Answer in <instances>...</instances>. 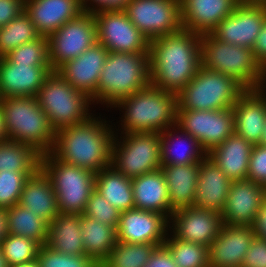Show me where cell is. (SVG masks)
Returning a JSON list of instances; mask_svg holds the SVG:
<instances>
[{
	"mask_svg": "<svg viewBox=\"0 0 266 267\" xmlns=\"http://www.w3.org/2000/svg\"><path fill=\"white\" fill-rule=\"evenodd\" d=\"M89 0H81L82 10L89 13L99 11L125 10L130 0H91L99 6V8L87 7L86 2Z\"/></svg>",
	"mask_w": 266,
	"mask_h": 267,
	"instance_id": "obj_48",
	"label": "cell"
},
{
	"mask_svg": "<svg viewBox=\"0 0 266 267\" xmlns=\"http://www.w3.org/2000/svg\"><path fill=\"white\" fill-rule=\"evenodd\" d=\"M253 229L255 236L266 240V200L264 199L262 206L260 207L257 217L254 221Z\"/></svg>",
	"mask_w": 266,
	"mask_h": 267,
	"instance_id": "obj_50",
	"label": "cell"
},
{
	"mask_svg": "<svg viewBox=\"0 0 266 267\" xmlns=\"http://www.w3.org/2000/svg\"><path fill=\"white\" fill-rule=\"evenodd\" d=\"M39 267H100L86 255H68L52 249L47 244L39 247L36 258Z\"/></svg>",
	"mask_w": 266,
	"mask_h": 267,
	"instance_id": "obj_41",
	"label": "cell"
},
{
	"mask_svg": "<svg viewBox=\"0 0 266 267\" xmlns=\"http://www.w3.org/2000/svg\"><path fill=\"white\" fill-rule=\"evenodd\" d=\"M124 11L149 41L183 29L180 0H130Z\"/></svg>",
	"mask_w": 266,
	"mask_h": 267,
	"instance_id": "obj_12",
	"label": "cell"
},
{
	"mask_svg": "<svg viewBox=\"0 0 266 267\" xmlns=\"http://www.w3.org/2000/svg\"><path fill=\"white\" fill-rule=\"evenodd\" d=\"M39 37L30 16L23 10L7 25L0 28V58L5 57L18 46L33 42Z\"/></svg>",
	"mask_w": 266,
	"mask_h": 267,
	"instance_id": "obj_35",
	"label": "cell"
},
{
	"mask_svg": "<svg viewBox=\"0 0 266 267\" xmlns=\"http://www.w3.org/2000/svg\"><path fill=\"white\" fill-rule=\"evenodd\" d=\"M263 72H264V75L266 76V64L263 66Z\"/></svg>",
	"mask_w": 266,
	"mask_h": 267,
	"instance_id": "obj_57",
	"label": "cell"
},
{
	"mask_svg": "<svg viewBox=\"0 0 266 267\" xmlns=\"http://www.w3.org/2000/svg\"><path fill=\"white\" fill-rule=\"evenodd\" d=\"M112 134L105 123L90 117L80 124L59 129L51 153L61 162L97 173L111 165Z\"/></svg>",
	"mask_w": 266,
	"mask_h": 267,
	"instance_id": "obj_2",
	"label": "cell"
},
{
	"mask_svg": "<svg viewBox=\"0 0 266 267\" xmlns=\"http://www.w3.org/2000/svg\"><path fill=\"white\" fill-rule=\"evenodd\" d=\"M259 145L266 146V120H265L264 128L262 130V136H261Z\"/></svg>",
	"mask_w": 266,
	"mask_h": 267,
	"instance_id": "obj_55",
	"label": "cell"
},
{
	"mask_svg": "<svg viewBox=\"0 0 266 267\" xmlns=\"http://www.w3.org/2000/svg\"><path fill=\"white\" fill-rule=\"evenodd\" d=\"M255 237L253 226L223 224L208 248V267H242Z\"/></svg>",
	"mask_w": 266,
	"mask_h": 267,
	"instance_id": "obj_20",
	"label": "cell"
},
{
	"mask_svg": "<svg viewBox=\"0 0 266 267\" xmlns=\"http://www.w3.org/2000/svg\"><path fill=\"white\" fill-rule=\"evenodd\" d=\"M132 191L135 208L159 213L167 218L173 213L165 176L161 169L133 178Z\"/></svg>",
	"mask_w": 266,
	"mask_h": 267,
	"instance_id": "obj_28",
	"label": "cell"
},
{
	"mask_svg": "<svg viewBox=\"0 0 266 267\" xmlns=\"http://www.w3.org/2000/svg\"><path fill=\"white\" fill-rule=\"evenodd\" d=\"M247 179L266 186V146H253L249 160Z\"/></svg>",
	"mask_w": 266,
	"mask_h": 267,
	"instance_id": "obj_44",
	"label": "cell"
},
{
	"mask_svg": "<svg viewBox=\"0 0 266 267\" xmlns=\"http://www.w3.org/2000/svg\"><path fill=\"white\" fill-rule=\"evenodd\" d=\"M40 168L52 182L59 213L83 214L95 189V173L61 162L51 152L41 155Z\"/></svg>",
	"mask_w": 266,
	"mask_h": 267,
	"instance_id": "obj_9",
	"label": "cell"
},
{
	"mask_svg": "<svg viewBox=\"0 0 266 267\" xmlns=\"http://www.w3.org/2000/svg\"><path fill=\"white\" fill-rule=\"evenodd\" d=\"M150 84L149 53H107L93 100L114 105Z\"/></svg>",
	"mask_w": 266,
	"mask_h": 267,
	"instance_id": "obj_6",
	"label": "cell"
},
{
	"mask_svg": "<svg viewBox=\"0 0 266 267\" xmlns=\"http://www.w3.org/2000/svg\"><path fill=\"white\" fill-rule=\"evenodd\" d=\"M0 107L9 140L30 145L41 155L53 150L56 132L51 128L37 97L2 98Z\"/></svg>",
	"mask_w": 266,
	"mask_h": 267,
	"instance_id": "obj_4",
	"label": "cell"
},
{
	"mask_svg": "<svg viewBox=\"0 0 266 267\" xmlns=\"http://www.w3.org/2000/svg\"><path fill=\"white\" fill-rule=\"evenodd\" d=\"M36 97L55 132L92 117L87 113L92 99L75 89L56 71H51L45 78Z\"/></svg>",
	"mask_w": 266,
	"mask_h": 267,
	"instance_id": "obj_7",
	"label": "cell"
},
{
	"mask_svg": "<svg viewBox=\"0 0 266 267\" xmlns=\"http://www.w3.org/2000/svg\"><path fill=\"white\" fill-rule=\"evenodd\" d=\"M8 140L7 132L5 129V120H4V114L0 107V143Z\"/></svg>",
	"mask_w": 266,
	"mask_h": 267,
	"instance_id": "obj_52",
	"label": "cell"
},
{
	"mask_svg": "<svg viewBox=\"0 0 266 267\" xmlns=\"http://www.w3.org/2000/svg\"><path fill=\"white\" fill-rule=\"evenodd\" d=\"M264 197L265 186L248 179L232 181L226 205L221 212L222 223L253 226Z\"/></svg>",
	"mask_w": 266,
	"mask_h": 267,
	"instance_id": "obj_19",
	"label": "cell"
},
{
	"mask_svg": "<svg viewBox=\"0 0 266 267\" xmlns=\"http://www.w3.org/2000/svg\"><path fill=\"white\" fill-rule=\"evenodd\" d=\"M95 189L120 212L135 208L132 179L111 165L95 173Z\"/></svg>",
	"mask_w": 266,
	"mask_h": 267,
	"instance_id": "obj_31",
	"label": "cell"
},
{
	"mask_svg": "<svg viewBox=\"0 0 266 267\" xmlns=\"http://www.w3.org/2000/svg\"><path fill=\"white\" fill-rule=\"evenodd\" d=\"M266 18V7L261 4L238 3L210 34L219 41L253 48Z\"/></svg>",
	"mask_w": 266,
	"mask_h": 267,
	"instance_id": "obj_15",
	"label": "cell"
},
{
	"mask_svg": "<svg viewBox=\"0 0 266 267\" xmlns=\"http://www.w3.org/2000/svg\"><path fill=\"white\" fill-rule=\"evenodd\" d=\"M231 180L206 156L199 163L194 207L222 212L226 205Z\"/></svg>",
	"mask_w": 266,
	"mask_h": 267,
	"instance_id": "obj_25",
	"label": "cell"
},
{
	"mask_svg": "<svg viewBox=\"0 0 266 267\" xmlns=\"http://www.w3.org/2000/svg\"><path fill=\"white\" fill-rule=\"evenodd\" d=\"M51 71V66L12 64L5 57H1L0 99L20 96L36 97Z\"/></svg>",
	"mask_w": 266,
	"mask_h": 267,
	"instance_id": "obj_21",
	"label": "cell"
},
{
	"mask_svg": "<svg viewBox=\"0 0 266 267\" xmlns=\"http://www.w3.org/2000/svg\"><path fill=\"white\" fill-rule=\"evenodd\" d=\"M0 267H10L0 248Z\"/></svg>",
	"mask_w": 266,
	"mask_h": 267,
	"instance_id": "obj_56",
	"label": "cell"
},
{
	"mask_svg": "<svg viewBox=\"0 0 266 267\" xmlns=\"http://www.w3.org/2000/svg\"><path fill=\"white\" fill-rule=\"evenodd\" d=\"M24 10L44 37L83 12L81 0H24Z\"/></svg>",
	"mask_w": 266,
	"mask_h": 267,
	"instance_id": "obj_22",
	"label": "cell"
},
{
	"mask_svg": "<svg viewBox=\"0 0 266 267\" xmlns=\"http://www.w3.org/2000/svg\"><path fill=\"white\" fill-rule=\"evenodd\" d=\"M170 218L174 219L175 238L208 248L223 226L220 212L194 206L176 210Z\"/></svg>",
	"mask_w": 266,
	"mask_h": 267,
	"instance_id": "obj_16",
	"label": "cell"
},
{
	"mask_svg": "<svg viewBox=\"0 0 266 267\" xmlns=\"http://www.w3.org/2000/svg\"><path fill=\"white\" fill-rule=\"evenodd\" d=\"M107 53V49L96 42L77 58L64 63L56 72L75 89L93 100L97 97V85Z\"/></svg>",
	"mask_w": 266,
	"mask_h": 267,
	"instance_id": "obj_18",
	"label": "cell"
},
{
	"mask_svg": "<svg viewBox=\"0 0 266 267\" xmlns=\"http://www.w3.org/2000/svg\"><path fill=\"white\" fill-rule=\"evenodd\" d=\"M40 245L32 239L8 234L1 242L0 248L9 266L35 260Z\"/></svg>",
	"mask_w": 266,
	"mask_h": 267,
	"instance_id": "obj_40",
	"label": "cell"
},
{
	"mask_svg": "<svg viewBox=\"0 0 266 267\" xmlns=\"http://www.w3.org/2000/svg\"><path fill=\"white\" fill-rule=\"evenodd\" d=\"M237 4L238 0H180L183 29L210 33Z\"/></svg>",
	"mask_w": 266,
	"mask_h": 267,
	"instance_id": "obj_24",
	"label": "cell"
},
{
	"mask_svg": "<svg viewBox=\"0 0 266 267\" xmlns=\"http://www.w3.org/2000/svg\"><path fill=\"white\" fill-rule=\"evenodd\" d=\"M35 172L0 171V208H9L19 202L22 189Z\"/></svg>",
	"mask_w": 266,
	"mask_h": 267,
	"instance_id": "obj_42",
	"label": "cell"
},
{
	"mask_svg": "<svg viewBox=\"0 0 266 267\" xmlns=\"http://www.w3.org/2000/svg\"><path fill=\"white\" fill-rule=\"evenodd\" d=\"M18 204L33 211L48 224L59 214L52 182L41 168L25 182Z\"/></svg>",
	"mask_w": 266,
	"mask_h": 267,
	"instance_id": "obj_26",
	"label": "cell"
},
{
	"mask_svg": "<svg viewBox=\"0 0 266 267\" xmlns=\"http://www.w3.org/2000/svg\"><path fill=\"white\" fill-rule=\"evenodd\" d=\"M178 267H208V247L190 241L166 238L163 243Z\"/></svg>",
	"mask_w": 266,
	"mask_h": 267,
	"instance_id": "obj_38",
	"label": "cell"
},
{
	"mask_svg": "<svg viewBox=\"0 0 266 267\" xmlns=\"http://www.w3.org/2000/svg\"><path fill=\"white\" fill-rule=\"evenodd\" d=\"M8 234L32 239L40 246L47 244L49 224L20 204L7 208Z\"/></svg>",
	"mask_w": 266,
	"mask_h": 267,
	"instance_id": "obj_33",
	"label": "cell"
},
{
	"mask_svg": "<svg viewBox=\"0 0 266 267\" xmlns=\"http://www.w3.org/2000/svg\"><path fill=\"white\" fill-rule=\"evenodd\" d=\"M97 42L110 53H149L150 41L130 21L124 10L99 11L93 14Z\"/></svg>",
	"mask_w": 266,
	"mask_h": 267,
	"instance_id": "obj_13",
	"label": "cell"
},
{
	"mask_svg": "<svg viewBox=\"0 0 266 267\" xmlns=\"http://www.w3.org/2000/svg\"><path fill=\"white\" fill-rule=\"evenodd\" d=\"M83 214L117 228L121 212L107 202L100 192L94 189L86 202Z\"/></svg>",
	"mask_w": 266,
	"mask_h": 267,
	"instance_id": "obj_43",
	"label": "cell"
},
{
	"mask_svg": "<svg viewBox=\"0 0 266 267\" xmlns=\"http://www.w3.org/2000/svg\"><path fill=\"white\" fill-rule=\"evenodd\" d=\"M159 245L117 241L100 267H144Z\"/></svg>",
	"mask_w": 266,
	"mask_h": 267,
	"instance_id": "obj_37",
	"label": "cell"
},
{
	"mask_svg": "<svg viewBox=\"0 0 266 267\" xmlns=\"http://www.w3.org/2000/svg\"><path fill=\"white\" fill-rule=\"evenodd\" d=\"M11 267H39L37 260H30L28 262L13 265Z\"/></svg>",
	"mask_w": 266,
	"mask_h": 267,
	"instance_id": "obj_53",
	"label": "cell"
},
{
	"mask_svg": "<svg viewBox=\"0 0 266 267\" xmlns=\"http://www.w3.org/2000/svg\"><path fill=\"white\" fill-rule=\"evenodd\" d=\"M123 144L113 139L111 166L125 177L135 178L161 169L160 133H124ZM118 147H117V146Z\"/></svg>",
	"mask_w": 266,
	"mask_h": 267,
	"instance_id": "obj_10",
	"label": "cell"
},
{
	"mask_svg": "<svg viewBox=\"0 0 266 267\" xmlns=\"http://www.w3.org/2000/svg\"><path fill=\"white\" fill-rule=\"evenodd\" d=\"M161 170L165 176L171 210L193 207L199 163L161 166Z\"/></svg>",
	"mask_w": 266,
	"mask_h": 267,
	"instance_id": "obj_29",
	"label": "cell"
},
{
	"mask_svg": "<svg viewBox=\"0 0 266 267\" xmlns=\"http://www.w3.org/2000/svg\"><path fill=\"white\" fill-rule=\"evenodd\" d=\"M52 71L77 58L97 42V26L92 13L83 11L47 37Z\"/></svg>",
	"mask_w": 266,
	"mask_h": 267,
	"instance_id": "obj_11",
	"label": "cell"
},
{
	"mask_svg": "<svg viewBox=\"0 0 266 267\" xmlns=\"http://www.w3.org/2000/svg\"><path fill=\"white\" fill-rule=\"evenodd\" d=\"M167 222L165 215L152 211L137 208L123 211L116 228L117 241L162 245Z\"/></svg>",
	"mask_w": 266,
	"mask_h": 267,
	"instance_id": "obj_17",
	"label": "cell"
},
{
	"mask_svg": "<svg viewBox=\"0 0 266 267\" xmlns=\"http://www.w3.org/2000/svg\"><path fill=\"white\" fill-rule=\"evenodd\" d=\"M168 130L169 129H166L165 131L160 133V135H161V147H160L161 166L200 163L207 156V152L203 149V147L201 146L199 141L196 140L194 137H192L189 133H186V132H183L182 134L185 133L184 136H185V138H187V140L189 142L188 148H185L186 150L184 148H182L183 150L181 149L180 152L177 150L178 153L175 152L173 154L174 151H172V150L174 148L172 147V145L173 146H176V145L175 144L169 145V143H170L169 140L170 139L172 140L174 135L172 134V132H170ZM180 137H181V135L179 137L177 136V138L179 139L178 141L181 144V142L183 143L185 140L181 141L180 139H182V138H180ZM185 146L187 147V144ZM174 150L176 151V149H174ZM203 153H204V157H203ZM201 155H202V157H201Z\"/></svg>",
	"mask_w": 266,
	"mask_h": 267,
	"instance_id": "obj_36",
	"label": "cell"
},
{
	"mask_svg": "<svg viewBox=\"0 0 266 267\" xmlns=\"http://www.w3.org/2000/svg\"><path fill=\"white\" fill-rule=\"evenodd\" d=\"M253 145L235 133L214 147L207 156L231 181L246 180Z\"/></svg>",
	"mask_w": 266,
	"mask_h": 267,
	"instance_id": "obj_27",
	"label": "cell"
},
{
	"mask_svg": "<svg viewBox=\"0 0 266 267\" xmlns=\"http://www.w3.org/2000/svg\"><path fill=\"white\" fill-rule=\"evenodd\" d=\"M144 267H178L168 248L162 244L155 248Z\"/></svg>",
	"mask_w": 266,
	"mask_h": 267,
	"instance_id": "obj_47",
	"label": "cell"
},
{
	"mask_svg": "<svg viewBox=\"0 0 266 267\" xmlns=\"http://www.w3.org/2000/svg\"><path fill=\"white\" fill-rule=\"evenodd\" d=\"M8 235V216L7 209L0 208V244Z\"/></svg>",
	"mask_w": 266,
	"mask_h": 267,
	"instance_id": "obj_51",
	"label": "cell"
},
{
	"mask_svg": "<svg viewBox=\"0 0 266 267\" xmlns=\"http://www.w3.org/2000/svg\"><path fill=\"white\" fill-rule=\"evenodd\" d=\"M266 0H238V3L242 4H261L263 5Z\"/></svg>",
	"mask_w": 266,
	"mask_h": 267,
	"instance_id": "obj_54",
	"label": "cell"
},
{
	"mask_svg": "<svg viewBox=\"0 0 266 267\" xmlns=\"http://www.w3.org/2000/svg\"><path fill=\"white\" fill-rule=\"evenodd\" d=\"M150 84L178 94L201 67V34L181 29L150 41Z\"/></svg>",
	"mask_w": 266,
	"mask_h": 267,
	"instance_id": "obj_1",
	"label": "cell"
},
{
	"mask_svg": "<svg viewBox=\"0 0 266 267\" xmlns=\"http://www.w3.org/2000/svg\"><path fill=\"white\" fill-rule=\"evenodd\" d=\"M263 89L246 90L232 107L234 133L253 146L259 145L266 120V97Z\"/></svg>",
	"mask_w": 266,
	"mask_h": 267,
	"instance_id": "obj_23",
	"label": "cell"
},
{
	"mask_svg": "<svg viewBox=\"0 0 266 267\" xmlns=\"http://www.w3.org/2000/svg\"><path fill=\"white\" fill-rule=\"evenodd\" d=\"M242 267H266V240L258 237L253 239Z\"/></svg>",
	"mask_w": 266,
	"mask_h": 267,
	"instance_id": "obj_45",
	"label": "cell"
},
{
	"mask_svg": "<svg viewBox=\"0 0 266 267\" xmlns=\"http://www.w3.org/2000/svg\"><path fill=\"white\" fill-rule=\"evenodd\" d=\"M252 50L256 60L263 67L266 64V18L260 33L256 37Z\"/></svg>",
	"mask_w": 266,
	"mask_h": 267,
	"instance_id": "obj_49",
	"label": "cell"
},
{
	"mask_svg": "<svg viewBox=\"0 0 266 267\" xmlns=\"http://www.w3.org/2000/svg\"><path fill=\"white\" fill-rule=\"evenodd\" d=\"M246 90L228 75L201 66L177 94V110H222L232 108Z\"/></svg>",
	"mask_w": 266,
	"mask_h": 267,
	"instance_id": "obj_8",
	"label": "cell"
},
{
	"mask_svg": "<svg viewBox=\"0 0 266 267\" xmlns=\"http://www.w3.org/2000/svg\"><path fill=\"white\" fill-rule=\"evenodd\" d=\"M116 107H124L125 133H162L177 124V95L154 85L120 99ZM170 126V127H169Z\"/></svg>",
	"mask_w": 266,
	"mask_h": 267,
	"instance_id": "obj_3",
	"label": "cell"
},
{
	"mask_svg": "<svg viewBox=\"0 0 266 267\" xmlns=\"http://www.w3.org/2000/svg\"><path fill=\"white\" fill-rule=\"evenodd\" d=\"M41 154L33 147L14 140L0 143V171L36 172Z\"/></svg>",
	"mask_w": 266,
	"mask_h": 267,
	"instance_id": "obj_34",
	"label": "cell"
},
{
	"mask_svg": "<svg viewBox=\"0 0 266 267\" xmlns=\"http://www.w3.org/2000/svg\"><path fill=\"white\" fill-rule=\"evenodd\" d=\"M5 58L12 64H32L33 66H51L47 37L40 36L13 49Z\"/></svg>",
	"mask_w": 266,
	"mask_h": 267,
	"instance_id": "obj_39",
	"label": "cell"
},
{
	"mask_svg": "<svg viewBox=\"0 0 266 267\" xmlns=\"http://www.w3.org/2000/svg\"><path fill=\"white\" fill-rule=\"evenodd\" d=\"M81 214L59 213L49 223L47 245L68 255H85Z\"/></svg>",
	"mask_w": 266,
	"mask_h": 267,
	"instance_id": "obj_30",
	"label": "cell"
},
{
	"mask_svg": "<svg viewBox=\"0 0 266 267\" xmlns=\"http://www.w3.org/2000/svg\"><path fill=\"white\" fill-rule=\"evenodd\" d=\"M177 128L199 141L208 153L234 134L232 108L222 110H177Z\"/></svg>",
	"mask_w": 266,
	"mask_h": 267,
	"instance_id": "obj_14",
	"label": "cell"
},
{
	"mask_svg": "<svg viewBox=\"0 0 266 267\" xmlns=\"http://www.w3.org/2000/svg\"><path fill=\"white\" fill-rule=\"evenodd\" d=\"M201 66L228 75L245 90L263 88L266 79L252 48L219 41L210 33L201 35Z\"/></svg>",
	"mask_w": 266,
	"mask_h": 267,
	"instance_id": "obj_5",
	"label": "cell"
},
{
	"mask_svg": "<svg viewBox=\"0 0 266 267\" xmlns=\"http://www.w3.org/2000/svg\"><path fill=\"white\" fill-rule=\"evenodd\" d=\"M24 10V0H0V28Z\"/></svg>",
	"mask_w": 266,
	"mask_h": 267,
	"instance_id": "obj_46",
	"label": "cell"
},
{
	"mask_svg": "<svg viewBox=\"0 0 266 267\" xmlns=\"http://www.w3.org/2000/svg\"><path fill=\"white\" fill-rule=\"evenodd\" d=\"M81 230L85 255L100 265L117 243L116 228L81 214Z\"/></svg>",
	"mask_w": 266,
	"mask_h": 267,
	"instance_id": "obj_32",
	"label": "cell"
}]
</instances>
